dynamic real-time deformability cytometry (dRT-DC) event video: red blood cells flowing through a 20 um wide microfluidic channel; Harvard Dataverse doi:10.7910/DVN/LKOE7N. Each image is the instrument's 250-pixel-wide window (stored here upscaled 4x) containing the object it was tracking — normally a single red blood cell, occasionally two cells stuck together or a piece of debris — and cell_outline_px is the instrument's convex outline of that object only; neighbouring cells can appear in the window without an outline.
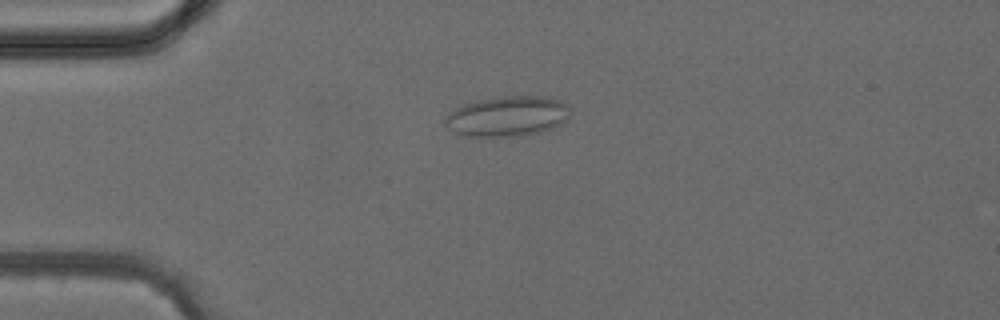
{"species": "common noctule bat (a hibernating species)", "species_latin": "Nyctalus noctula", "temperature_condition": "cold", "stored_images_in_passage": 3, "camera_frame_rate_fps": 3000, "um_per_image_px": 0.085, "animal": {"sex": "female", "body_mass_g": 24.6, "forearm_length_mm": 56.2}, "frame": {"image": 1, "passage_image": 3, "time_ms": 3.0, "image_size_px": [1000, 320], "cell_outline_px": [[568, 120], [552, 128], [520, 136], [468, 136], [456, 132], [448, 128], [444, 124], [444, 120], [456, 108], [464, 104], [476, 100], [500, 96], [544, 96], [560, 100], [568, 108]], "centroid_in_image_um": [43.12, 9.87], "position_along_channel_um": 41.9, "area_um2": 29.02}}